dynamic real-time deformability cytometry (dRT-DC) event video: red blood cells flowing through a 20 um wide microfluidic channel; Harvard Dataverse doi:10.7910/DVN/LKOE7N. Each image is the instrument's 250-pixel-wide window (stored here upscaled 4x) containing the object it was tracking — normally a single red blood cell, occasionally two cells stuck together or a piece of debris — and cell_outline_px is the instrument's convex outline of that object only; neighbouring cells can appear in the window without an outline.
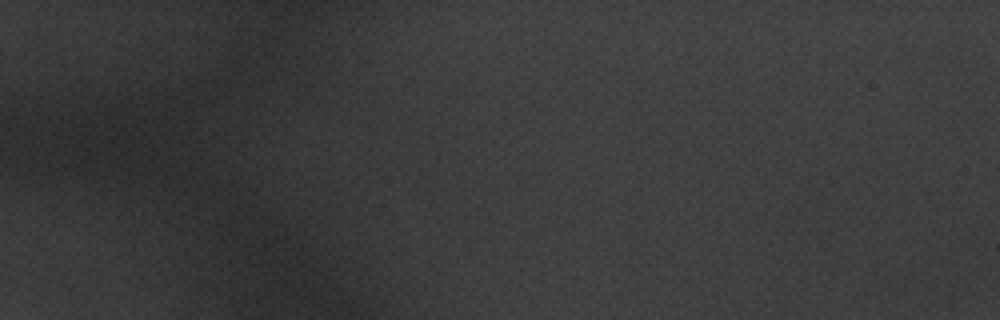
{"species": "common noctule bat (a hibernating species)", "species_latin": "Nyctalus noctula", "temperature_condition": "warm", "stored_images_in_passage": 1, "camera_frame_rate_fps": 3000, "um_per_image_px": 0.085, "animal": {"sex": "male", "body_mass_g": 20.1, "forearm_length_mm": 53.5}, "frame": {"image": 1, "passage_image": 1, "time_ms": 0.0, "image_size_px": [1000, 320], "cell_outline_px": [[168, 160], [164, 172], [96, 172], [80, 156], [80, 144], [116, 132], [156, 152]], "centroid_in_image_um": [10.28, 13.22], "position_along_channel_um": 74.7, "area_um2": 17.8}}